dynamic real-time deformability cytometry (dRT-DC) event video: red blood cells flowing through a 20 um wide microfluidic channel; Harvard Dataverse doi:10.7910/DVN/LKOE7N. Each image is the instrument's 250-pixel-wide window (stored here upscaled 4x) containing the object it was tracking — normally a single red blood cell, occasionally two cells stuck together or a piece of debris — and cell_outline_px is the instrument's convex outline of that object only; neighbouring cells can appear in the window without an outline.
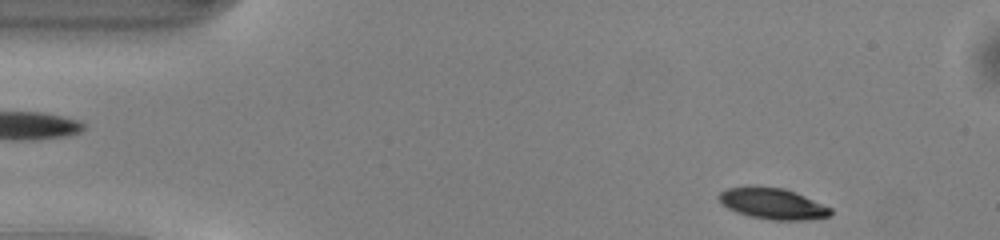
{"species": "common noctule bat (a hibernating species)", "species_latin": "Nyctalus noctula", "temperature_condition": "warm", "stored_images_in_passage": 45, "camera_frame_rate_fps": 3000, "um_per_image_px": 0.085, "animal": {"sex": "male", "body_mass_g": 13.0, "forearm_length_mm": 53.1}, "frame": {"image": 1, "passage_image": 1, "time_ms": 0.0, "image_size_px": [1000, 240], "cell_outline_px": [[832, 216], [808, 220], [772, 220], [752, 216], [736, 212], [720, 204], [716, 196], [720, 192], [728, 188], [784, 188], [804, 196], [832, 208]], "centroid_in_image_um": [65.7, 17.34], "position_along_channel_um": 19.3, "area_um2": 19.83}}
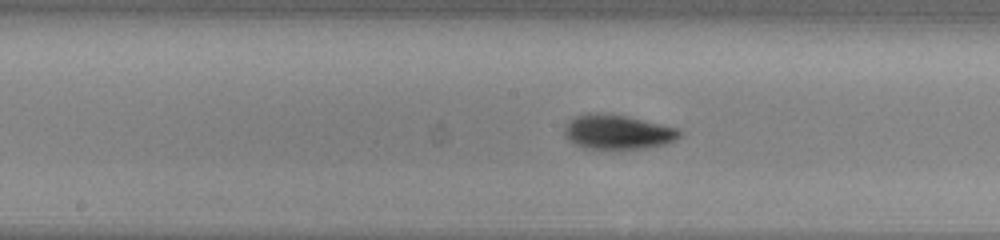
{"frame": {"image": 2, "passage_image": 20, "time_ms": 6.333, "image_size_px": [1000, 240], "cell_outline_px": [[684, 132], [676, 140], [664, 144], [648, 148], [616, 152], [584, 148], [568, 140], [564, 136], [564, 128], [568, 120], [576, 116], [588, 112], [600, 112], [628, 116], [676, 128]], "centroid_in_image_um": [52.47, 11.26], "position_along_channel_um": 195.7, "area_um2": 24.16}}
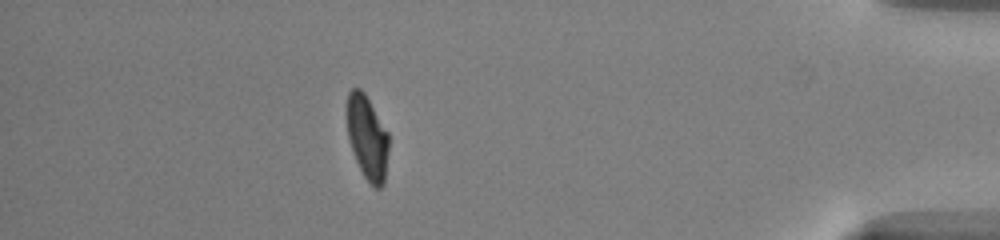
{"frame": {"image": 3, "passage_image": 39, "time_ms": 12.667, "image_size_px": [1000, 240], "cell_outline_px": [[388, 152], [384, 184], [380, 188], [376, 188], [364, 176], [356, 160], [348, 136], [348, 92], [352, 88], [360, 88], [364, 92], [388, 132]], "centroid_in_image_um": [31.24, 11.69], "position_along_channel_um": 404.0, "area_um2": 20.0}, "authors_computed_cell_mechanics": {"area_um2": 21.675, "velocity_mm_per_s": 4.1288, "shape_relaxation_time_tau1_ms": 2.2799, "shape_relaxation_time_tau2_ms": 3.3996, "deformation_change_tau1": 0.148, "deformation_change_tau2": 0.081}}